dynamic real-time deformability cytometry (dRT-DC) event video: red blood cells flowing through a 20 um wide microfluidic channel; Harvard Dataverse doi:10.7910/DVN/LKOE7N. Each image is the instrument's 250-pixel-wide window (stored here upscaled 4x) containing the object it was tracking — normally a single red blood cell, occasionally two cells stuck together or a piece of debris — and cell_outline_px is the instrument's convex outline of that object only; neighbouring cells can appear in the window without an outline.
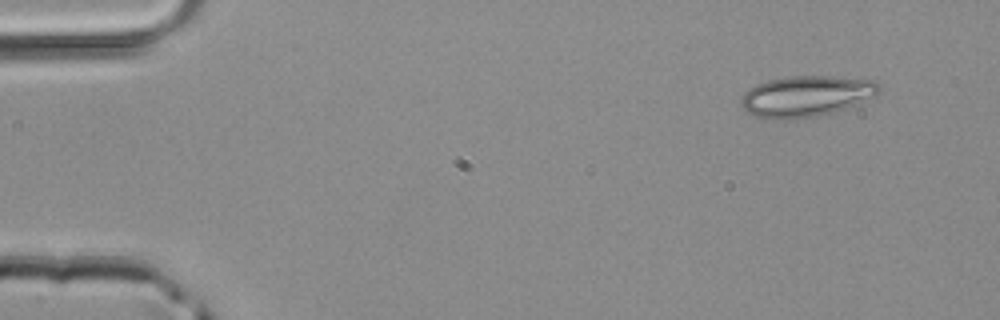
{"species": "common noctule bat (a hibernating species)", "species_latin": "Nyctalus noctula", "temperature_condition": "room temperature", "stored_images_in_passage": 4, "camera_frame_rate_fps": 3000, "um_per_image_px": 0.085, "animal": {"sex": "male", "body_mass_g": 20.4}, "frame": {"image": 1, "passage_image": 1, "time_ms": 0.0, "image_size_px": [1000, 320], "cell_outline_px": [[880, 92], [876, 96], [856, 104], [832, 112], [816, 116], [784, 120], [756, 116], [748, 112], [740, 104], [740, 100], [744, 92], [756, 84], [768, 80], [792, 76], [828, 76], [876, 80], [880, 84]], "centroid_in_image_um": [68.54, 8.16], "position_along_channel_um": 16.5, "area_um2": 32.83}}